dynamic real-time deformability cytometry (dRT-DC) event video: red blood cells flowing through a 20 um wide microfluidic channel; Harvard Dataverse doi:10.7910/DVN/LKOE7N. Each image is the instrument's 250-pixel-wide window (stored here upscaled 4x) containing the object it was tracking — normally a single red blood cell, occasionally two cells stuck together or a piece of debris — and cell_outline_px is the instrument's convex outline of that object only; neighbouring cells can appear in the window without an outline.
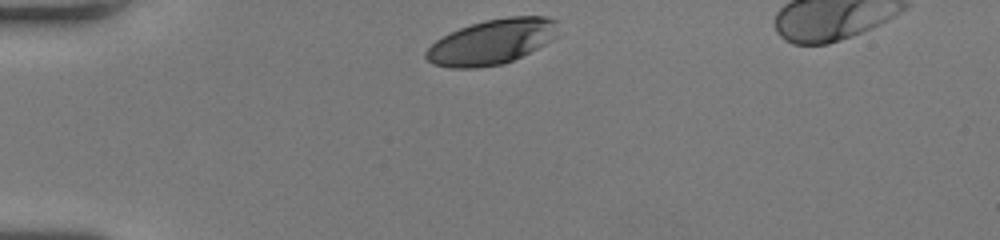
{"species": "human", "species_latin": "Homo sapiens", "temperature_condition": "room temperature", "stored_images_in_passage": 31, "camera_frame_rate_fps": 3000, "um_per_image_px": 0.085, "donor": {"sex": "female"}, "frame": {"image": 1, "passage_image": 1, "time_ms": 0.0, "image_size_px": [1000, 240], "cell_outline_px": [[560, 20], [556, 36], [552, 40], [504, 64], [476, 68], [448, 68], [432, 64], [424, 56], [424, 52], [436, 40], [460, 28], [484, 20], [508, 16], [544, 16]], "centroid_in_image_um": [41.82, 3.55], "position_along_channel_um": 43.2, "area_um2": 34.74}}
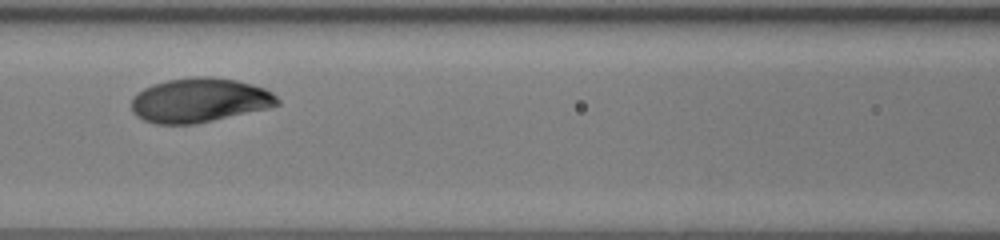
{"frame": {"image": 2, "passage_image": 12, "time_ms": 3.667, "image_size_px": [1000, 240], "cell_outline_px": [[280, 104], [268, 108], [196, 124], [156, 124], [144, 120], [136, 116], [132, 112], [132, 96], [136, 92], [152, 84], [168, 80], [196, 76], [212, 76], [236, 80], [252, 84], [264, 88], [272, 92], [280, 100]], "centroid_in_image_um": [16.94, 8.52], "position_along_channel_um": 149.7, "area_um2": 37.92}}
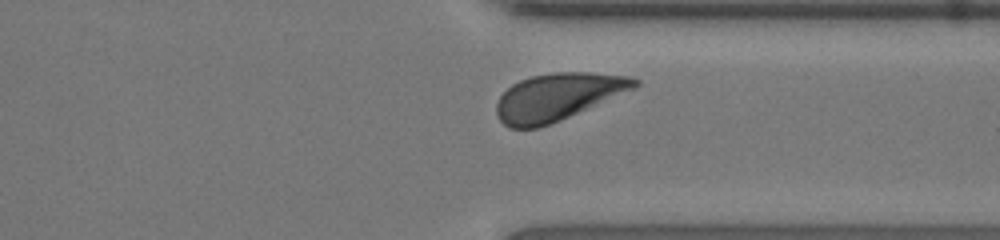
{"frame": {"image": 3, "passage_image": 28, "time_ms": 9.0, "image_size_px": [1000, 240], "cell_outline_px": [[640, 84], [636, 88], [560, 120], [536, 128], [508, 128], [500, 120], [496, 112], [496, 104], [500, 96], [512, 84], [520, 80], [532, 76], [552, 72], [588, 72], [628, 76], [640, 80]], "centroid_in_image_um": [47.41, 8.22], "position_along_channel_um": 364.0, "area_um2": 37.74}, "authors_computed_cell_mechanics": {"area_um2": 37.281, "velocity_mm_per_s": 4.0034, "shape_relaxation_time_tau1_ms": 2.1299, "shape_relaxation_time_tau2_ms": null, "deformation_change_tau1": 0.1456, "deformation_change_tau2": null}}